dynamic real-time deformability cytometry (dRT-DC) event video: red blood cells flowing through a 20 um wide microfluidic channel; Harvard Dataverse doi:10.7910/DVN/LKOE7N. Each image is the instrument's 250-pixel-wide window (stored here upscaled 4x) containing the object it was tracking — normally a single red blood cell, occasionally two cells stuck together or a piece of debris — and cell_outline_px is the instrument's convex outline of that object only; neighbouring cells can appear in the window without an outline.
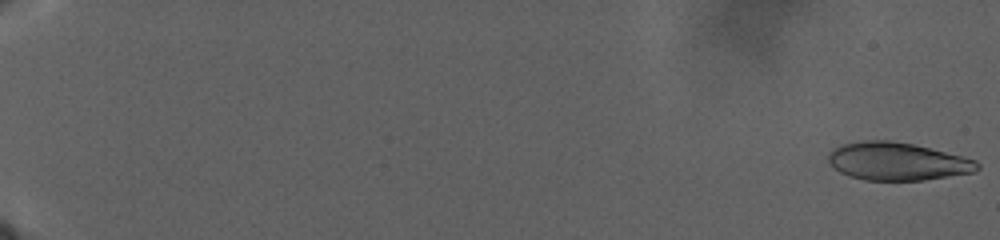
{"species": "human", "species_latin": "Homo sapiens", "temperature_condition": "warm", "stored_images_in_passage": 76, "camera_frame_rate_fps": 3000, "um_per_image_px": 0.085, "donor": {"sex": "male"}, "frame": {"image": 1, "passage_image": 1, "time_ms": 0.0, "image_size_px": [1000, 240], "cell_outline_px": [[980, 168], [976, 172], [924, 180], [864, 180], [840, 172], [828, 160], [828, 152], [832, 148], [840, 144], [868, 140], [888, 140], [912, 144], [976, 160], [980, 164]], "centroid_in_image_um": [76.27, 13.72], "position_along_channel_um": 8.7, "area_um2": 32.66}}
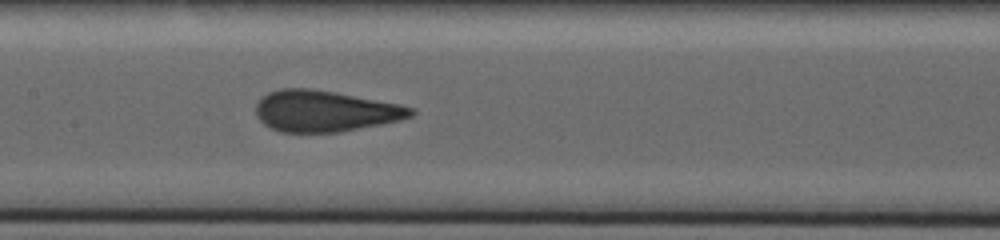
{"frame": {"image": 2, "passage_image": 44, "time_ms": 24.667, "image_size_px": [1000, 240], "cell_outline_px": [[416, 112], [412, 116], [400, 120], [340, 132], [280, 132], [264, 124], [256, 116], [256, 104], [260, 96], [268, 92], [284, 88], [312, 88], [336, 92], [400, 104], [412, 108]], "centroid_in_image_um": [27.59, 9.43], "position_along_channel_um": 179.8, "area_um2": 37.28}}
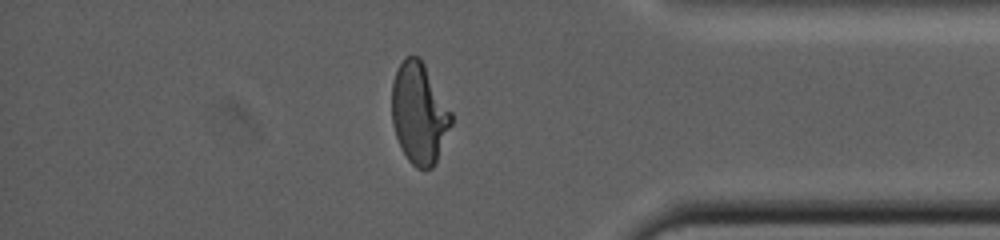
{"frame": {"image": 3, "passage_image": 63, "time_ms": 38.333, "image_size_px": [1000, 240], "cell_outline_px": [[452, 124], [436, 164], [432, 168], [424, 172], [416, 168], [408, 160], [400, 148], [392, 124], [392, 80], [404, 56], [420, 56], [452, 112]], "centroid_in_image_um": [35.63, 9.67], "position_along_channel_um": 399.6, "area_um2": 35.55}}